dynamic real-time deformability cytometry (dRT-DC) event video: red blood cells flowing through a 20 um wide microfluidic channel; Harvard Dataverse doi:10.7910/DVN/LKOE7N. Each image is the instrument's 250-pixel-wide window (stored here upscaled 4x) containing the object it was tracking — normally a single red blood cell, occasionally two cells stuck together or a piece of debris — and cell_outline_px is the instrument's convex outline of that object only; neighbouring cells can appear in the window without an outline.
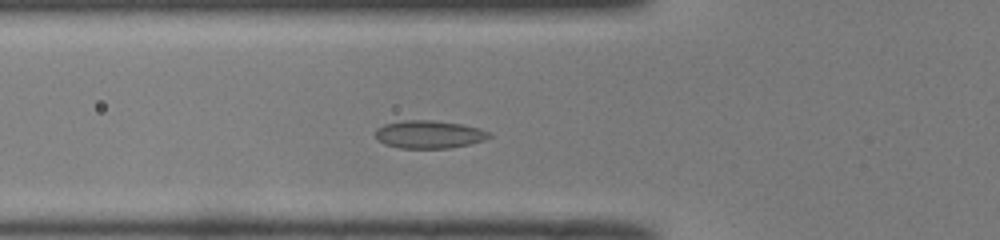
{"species": "common noctule bat (a hibernating species)", "species_latin": "Nyctalus noctula", "temperature_condition": "room temperature", "stored_images_in_passage": 45, "camera_frame_rate_fps": 3000, "um_per_image_px": 0.085, "animal": {"sex": "male", "body_mass_g": 19.0, "forearm_length_mm": 50.8}, "frame": {"image": 1, "passage_image": 11, "time_ms": 3.333, "image_size_px": [1000, 240], "cell_outline_px": [[492, 136], [484, 140], [468, 144], [448, 148], [400, 148], [384, 144], [376, 140], [376, 128], [384, 124], [404, 120], [432, 120], [460, 124], [480, 128], [492, 132]], "centroid_in_image_um": [36.47, 11.42], "position_along_channel_um": 89.3, "area_um2": 18.55}}
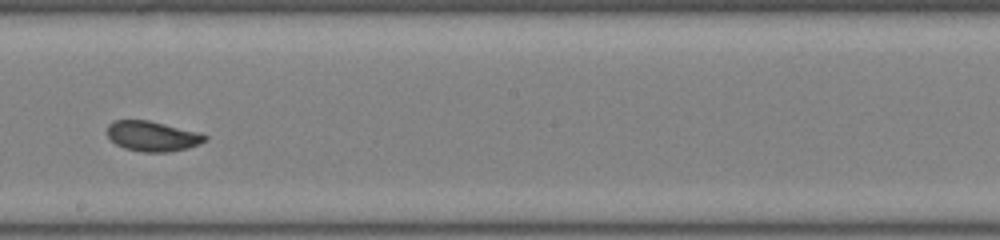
{"frame": {"image": 2, "passage_image": 22, "time_ms": 7.0, "image_size_px": [1000, 240], "cell_outline_px": [[208, 140], [188, 148], [168, 152], [140, 152], [124, 148], [116, 144], [108, 136], [108, 124], [112, 120], [148, 120], [200, 132], [208, 136]], "centroid_in_image_um": [12.97, 11.57], "position_along_channel_um": 235.2, "area_um2": 17.28}}
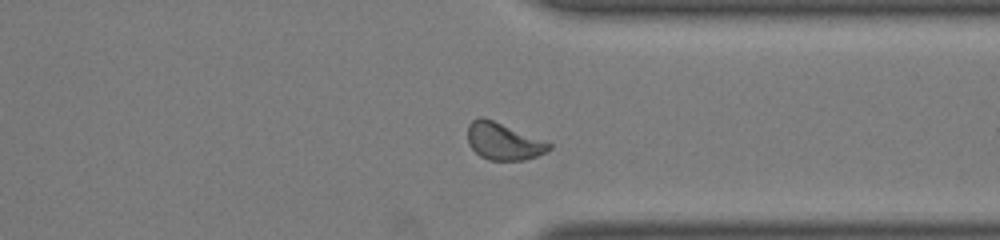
{"frame": {"image": 3, "passage_image": 32, "time_ms": 10.333, "image_size_px": [1000, 240], "cell_outline_px": [[552, 148], [548, 152], [524, 160], [488, 160], [480, 156], [468, 144], [468, 124], [476, 116], [484, 116], [548, 140], [552, 144]], "centroid_in_image_um": [42.83, 11.98], "position_along_channel_um": 368.6, "area_um2": 18.21}, "authors_computed_cell_mechanics": {"area_um2": 17.918, "velocity_mm_per_s": 3.9881, "shape_relaxation_time_tau1_ms": 6.779, "shape_relaxation_time_tau2_ms": 0.8137, "deformation_change_tau1": 0.1286, "deformation_change_tau2": 0.0432}}